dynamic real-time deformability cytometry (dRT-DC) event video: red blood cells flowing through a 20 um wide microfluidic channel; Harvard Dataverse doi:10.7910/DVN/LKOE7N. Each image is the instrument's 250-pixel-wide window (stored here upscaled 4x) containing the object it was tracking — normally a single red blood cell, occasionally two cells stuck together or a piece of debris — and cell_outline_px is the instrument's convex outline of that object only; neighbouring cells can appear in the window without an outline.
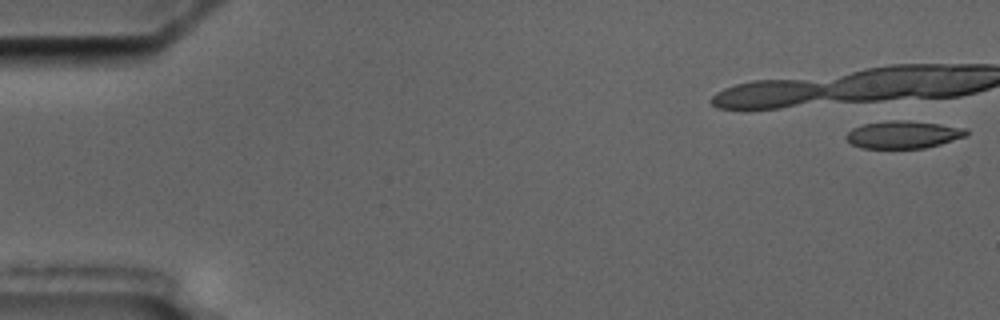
{"species": "common noctule bat (a hibernating species)", "species_latin": "Nyctalus noctula", "temperature_condition": "cold", "stored_images_in_passage": 6, "segment_of_instrument_passage": [2, 2], "camera_frame_rate_fps": 3000, "um_per_image_px": 0.085, "animal": {"sex": "male", "body_mass_g": 17.5, "forearm_length_mm": 52.3}, "frame": {"image": 1, "passage_image": 6, "time_ms": 6.333, "image_size_px": [1000, 320], "cell_outline_px": [[968, 136], [940, 144], [924, 148], [860, 148], [852, 144], [844, 136], [852, 128], [864, 124], [888, 120], [908, 120], [940, 124], [968, 128]], "centroid_in_image_um": [76.8, 11.43], "position_along_channel_um": 8.2, "area_um2": 19.42}}